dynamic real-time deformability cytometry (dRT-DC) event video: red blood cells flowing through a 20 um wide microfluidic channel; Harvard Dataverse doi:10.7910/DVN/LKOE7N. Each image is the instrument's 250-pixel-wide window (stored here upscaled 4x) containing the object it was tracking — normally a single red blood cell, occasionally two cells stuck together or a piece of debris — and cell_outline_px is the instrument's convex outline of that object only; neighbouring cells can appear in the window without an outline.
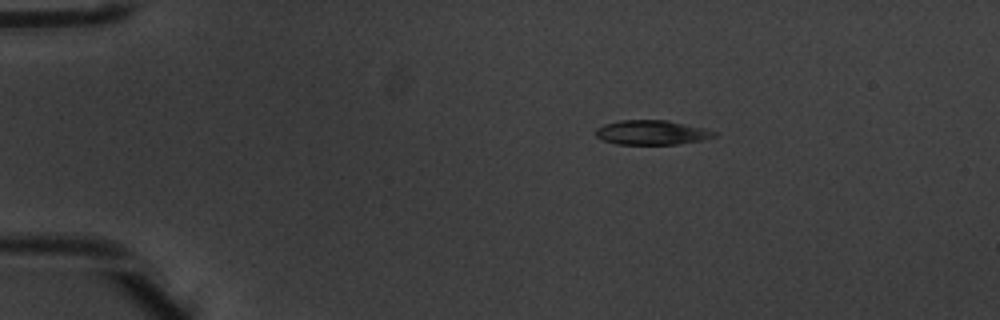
{"species": "common noctule bat (a hibernating species)", "species_latin": "Nyctalus noctula", "temperature_condition": "warm", "stored_images_in_passage": 6, "camera_frame_rate_fps": 3000, "um_per_image_px": 0.085, "animal": {"sex": "male", "body_mass_g": 20.1, "forearm_length_mm": 53.5}, "frame": {"image": 1, "passage_image": 3, "time_ms": 0.667, "image_size_px": [1000, 320], "cell_outline_px": [[716, 136], [700, 140], [676, 144], [616, 144], [604, 140], [596, 136], [596, 128], [604, 124], [620, 120], [668, 120], [704, 128], [716, 132]], "centroid_in_image_um": [55.38, 11.25], "position_along_channel_um": 29.6, "area_um2": 16.76}}
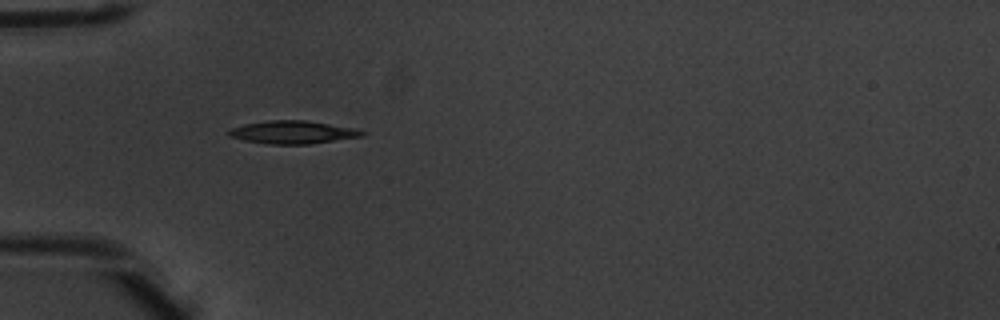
{"frame": {"image": 2, "passage_image": 5, "time_ms": 1.333, "image_size_px": [1000, 320], "cell_outline_px": [[368, 132], [364, 136], [308, 144], [268, 144], [244, 140], [228, 136], [224, 132], [228, 128], [244, 124], [268, 120], [304, 120], [356, 128]], "centroid_in_image_um": [24.85, 11.23], "position_along_channel_um": 60.2, "area_um2": 18.03}}